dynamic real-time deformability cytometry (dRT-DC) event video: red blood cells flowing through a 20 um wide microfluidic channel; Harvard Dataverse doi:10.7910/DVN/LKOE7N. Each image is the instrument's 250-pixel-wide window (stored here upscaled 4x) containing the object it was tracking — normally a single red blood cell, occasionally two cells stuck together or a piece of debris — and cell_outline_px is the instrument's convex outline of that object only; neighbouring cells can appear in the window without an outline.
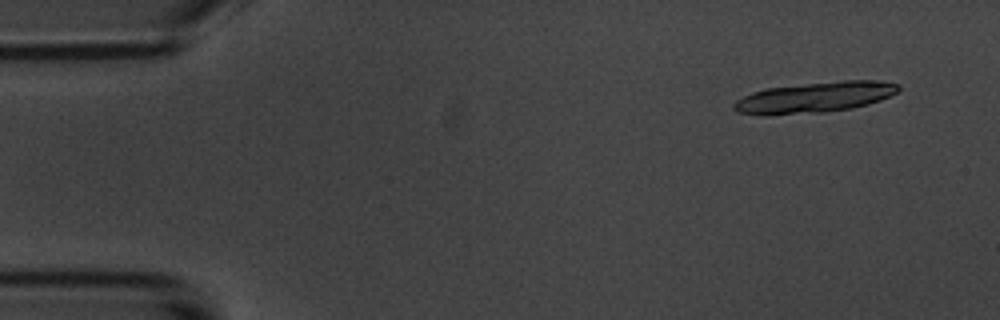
{"species": "common noctule bat (a hibernating species)", "species_latin": "Nyctalus noctula", "temperature_condition": "room temperature", "stored_images_in_passage": 5, "camera_frame_rate_fps": 3000, "um_per_image_px": 0.085, "animal": {"sex": "male", "body_mass_g": 20.1, "forearm_length_mm": 53.5}, "frame": {"image": 1, "passage_image": 1, "time_ms": 0.0, "image_size_px": [1000, 320], "cell_outline_px": [[900, 88], [896, 92], [880, 100], [868, 104], [852, 108], [824, 112], [768, 116], [764, 116], [736, 112], [732, 108], [732, 104], [736, 100], [752, 92], [768, 88], [844, 80], [880, 80], [900, 84]], "centroid_in_image_um": [69.22, 8.29], "position_along_channel_um": 15.8, "area_um2": 29.54}}
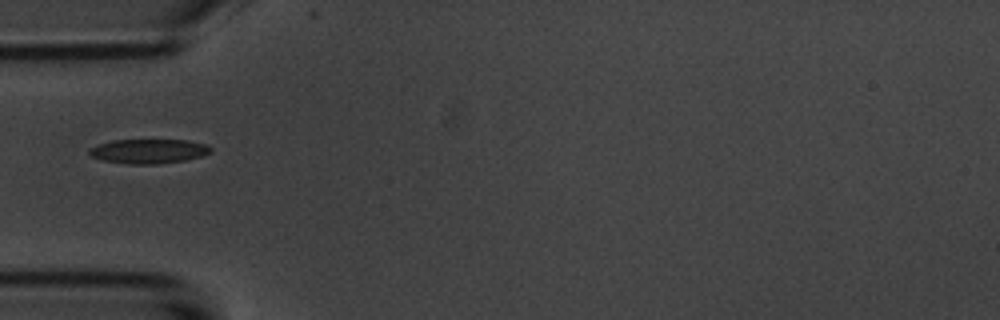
{"frame": {"image": 2, "passage_image": 5, "time_ms": 4.667, "image_size_px": [1000, 320], "cell_outline_px": [[212, 152], [204, 156], [184, 160], [160, 164], [128, 164], [104, 160], [92, 156], [88, 152], [88, 148], [112, 140], [188, 140], [208, 144], [212, 148]], "centroid_in_image_um": [12.69, 12.85], "position_along_channel_um": 72.3, "area_um2": 17.4}}